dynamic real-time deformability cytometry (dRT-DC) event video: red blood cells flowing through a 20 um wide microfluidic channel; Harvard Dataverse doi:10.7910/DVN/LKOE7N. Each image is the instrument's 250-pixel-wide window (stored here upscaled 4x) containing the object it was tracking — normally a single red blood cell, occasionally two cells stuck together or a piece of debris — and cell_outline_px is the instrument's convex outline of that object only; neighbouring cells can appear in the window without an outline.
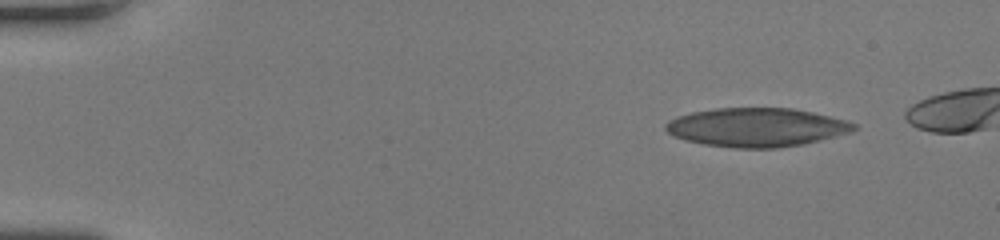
{"species": "human", "species_latin": "Homo sapiens", "temperature_condition": "room temperature", "stored_images_in_passage": 42, "camera_frame_rate_fps": 3000, "um_per_image_px": 0.085, "donor": {"sex": "female"}, "frame": {"image": 1, "passage_image": 1, "time_ms": 0.0, "image_size_px": [1000, 240], "cell_outline_px": [[856, 128], [852, 132], [804, 144], [776, 148], [732, 148], [704, 144], [684, 140], [672, 136], [664, 128], [664, 124], [668, 120], [676, 116], [692, 112], [716, 108], [792, 108], [812, 112], [848, 120], [856, 124]], "centroid_in_image_um": [64.29, 10.82], "position_along_channel_um": 20.7, "area_um2": 42.83}}
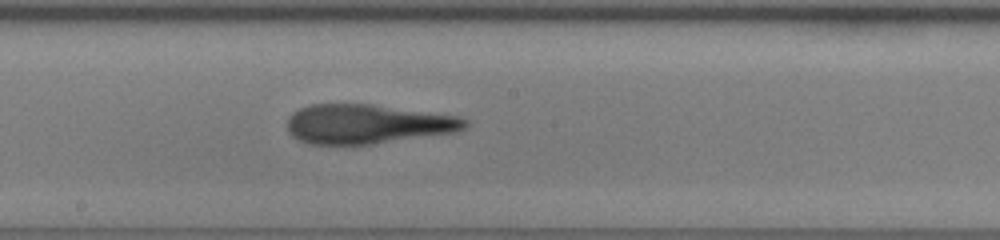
{"frame": {"image": 2, "passage_image": 23, "time_ms": 7.333, "image_size_px": [1000, 240], "cell_outline_px": [[468, 124], [464, 128], [456, 132], [372, 144], [308, 144], [292, 136], [288, 132], [288, 116], [292, 112], [300, 108], [312, 104], [372, 104], [460, 116], [468, 120]], "centroid_in_image_um": [31.22, 10.54], "position_along_channel_um": 217.0, "area_um2": 40.86}}
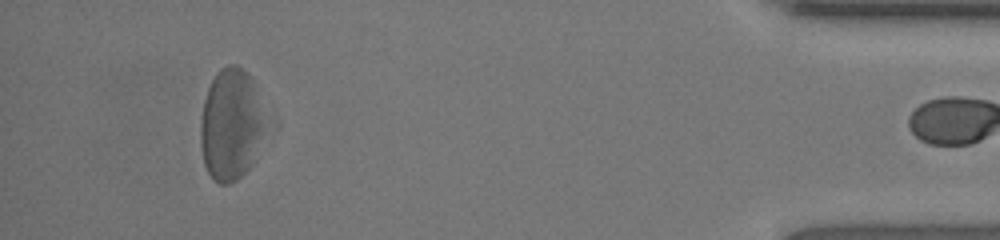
{"frame": {"image": 3, "passage_image": 41, "time_ms": 13.333, "image_size_px": [1000, 240], "cell_outline_px": [[280, 120], [276, 132], [252, 164], [236, 180], [228, 184], [220, 184], [212, 180], [204, 164], [200, 144], [200, 120], [204, 100], [208, 88], [216, 72], [220, 68], [228, 64], [236, 64], [252, 80]], "centroid_in_image_um": [19.9, 10.59], "position_along_channel_um": 415.3, "area_um2": 46.64}, "authors_computed_cell_mechanics": {"area_um2": 41.8183, "velocity_mm_per_s": 4.2982, "shape_relaxation_time_tau1_ms": 7.0565, "shape_relaxation_time_tau2_ms": 2.4211, "deformation_change_tau1": 0.1996, "deformation_change_tau2": 0.1482}}